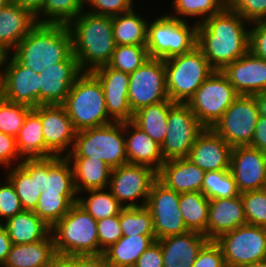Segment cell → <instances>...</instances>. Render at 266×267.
<instances>
[{
    "label": "cell",
    "mask_w": 266,
    "mask_h": 267,
    "mask_svg": "<svg viewBox=\"0 0 266 267\" xmlns=\"http://www.w3.org/2000/svg\"><path fill=\"white\" fill-rule=\"evenodd\" d=\"M249 26L228 6L197 25V46L214 70L221 71L249 51Z\"/></svg>",
    "instance_id": "6da1fadb"
},
{
    "label": "cell",
    "mask_w": 266,
    "mask_h": 267,
    "mask_svg": "<svg viewBox=\"0 0 266 267\" xmlns=\"http://www.w3.org/2000/svg\"><path fill=\"white\" fill-rule=\"evenodd\" d=\"M56 254L66 267H94L102 258L97 221L78 203L52 228Z\"/></svg>",
    "instance_id": "7a4b0ae2"
},
{
    "label": "cell",
    "mask_w": 266,
    "mask_h": 267,
    "mask_svg": "<svg viewBox=\"0 0 266 267\" xmlns=\"http://www.w3.org/2000/svg\"><path fill=\"white\" fill-rule=\"evenodd\" d=\"M82 11L67 27L72 38V49L82 72L107 65L115 50L112 17Z\"/></svg>",
    "instance_id": "3957f363"
},
{
    "label": "cell",
    "mask_w": 266,
    "mask_h": 267,
    "mask_svg": "<svg viewBox=\"0 0 266 267\" xmlns=\"http://www.w3.org/2000/svg\"><path fill=\"white\" fill-rule=\"evenodd\" d=\"M11 53L22 67L40 73L73 53L70 31L63 24L37 23Z\"/></svg>",
    "instance_id": "277c9868"
},
{
    "label": "cell",
    "mask_w": 266,
    "mask_h": 267,
    "mask_svg": "<svg viewBox=\"0 0 266 267\" xmlns=\"http://www.w3.org/2000/svg\"><path fill=\"white\" fill-rule=\"evenodd\" d=\"M62 106L77 131L114 122L108 115L103 88L91 72H82L75 79Z\"/></svg>",
    "instance_id": "5b68a950"
},
{
    "label": "cell",
    "mask_w": 266,
    "mask_h": 267,
    "mask_svg": "<svg viewBox=\"0 0 266 267\" xmlns=\"http://www.w3.org/2000/svg\"><path fill=\"white\" fill-rule=\"evenodd\" d=\"M95 158L112 169L128 163L124 122L79 130L66 158Z\"/></svg>",
    "instance_id": "8992f818"
},
{
    "label": "cell",
    "mask_w": 266,
    "mask_h": 267,
    "mask_svg": "<svg viewBox=\"0 0 266 267\" xmlns=\"http://www.w3.org/2000/svg\"><path fill=\"white\" fill-rule=\"evenodd\" d=\"M150 21L146 43L150 58L166 60L197 46V24L189 19L183 21L165 13Z\"/></svg>",
    "instance_id": "52a82bcc"
},
{
    "label": "cell",
    "mask_w": 266,
    "mask_h": 267,
    "mask_svg": "<svg viewBox=\"0 0 266 267\" xmlns=\"http://www.w3.org/2000/svg\"><path fill=\"white\" fill-rule=\"evenodd\" d=\"M164 64L168 98L174 103L187 104L214 71L198 46L164 60Z\"/></svg>",
    "instance_id": "ba28073f"
},
{
    "label": "cell",
    "mask_w": 266,
    "mask_h": 267,
    "mask_svg": "<svg viewBox=\"0 0 266 267\" xmlns=\"http://www.w3.org/2000/svg\"><path fill=\"white\" fill-rule=\"evenodd\" d=\"M239 96L222 71L214 70L187 102L204 128H213Z\"/></svg>",
    "instance_id": "9c48e42d"
},
{
    "label": "cell",
    "mask_w": 266,
    "mask_h": 267,
    "mask_svg": "<svg viewBox=\"0 0 266 267\" xmlns=\"http://www.w3.org/2000/svg\"><path fill=\"white\" fill-rule=\"evenodd\" d=\"M226 267H242L266 259V227L245 224L215 240Z\"/></svg>",
    "instance_id": "30bf717a"
},
{
    "label": "cell",
    "mask_w": 266,
    "mask_h": 267,
    "mask_svg": "<svg viewBox=\"0 0 266 267\" xmlns=\"http://www.w3.org/2000/svg\"><path fill=\"white\" fill-rule=\"evenodd\" d=\"M156 178L157 172L152 168L127 163L112 169L107 189L124 208L142 207L146 206L151 185Z\"/></svg>",
    "instance_id": "8fae6325"
},
{
    "label": "cell",
    "mask_w": 266,
    "mask_h": 267,
    "mask_svg": "<svg viewBox=\"0 0 266 267\" xmlns=\"http://www.w3.org/2000/svg\"><path fill=\"white\" fill-rule=\"evenodd\" d=\"M205 128L187 104L176 103L168 113L167 133L161 145L164 161L186 158Z\"/></svg>",
    "instance_id": "7c38bea8"
},
{
    "label": "cell",
    "mask_w": 266,
    "mask_h": 267,
    "mask_svg": "<svg viewBox=\"0 0 266 267\" xmlns=\"http://www.w3.org/2000/svg\"><path fill=\"white\" fill-rule=\"evenodd\" d=\"M258 107L253 95H239L212 128L232 148L251 145Z\"/></svg>",
    "instance_id": "4fadbf2b"
},
{
    "label": "cell",
    "mask_w": 266,
    "mask_h": 267,
    "mask_svg": "<svg viewBox=\"0 0 266 267\" xmlns=\"http://www.w3.org/2000/svg\"><path fill=\"white\" fill-rule=\"evenodd\" d=\"M168 99L164 60L149 58L129 74L128 102L133 113Z\"/></svg>",
    "instance_id": "5bb4252c"
},
{
    "label": "cell",
    "mask_w": 266,
    "mask_h": 267,
    "mask_svg": "<svg viewBox=\"0 0 266 267\" xmlns=\"http://www.w3.org/2000/svg\"><path fill=\"white\" fill-rule=\"evenodd\" d=\"M180 193L167 187L158 178L150 188L146 203L152 215L156 240L189 231L179 209Z\"/></svg>",
    "instance_id": "9a60e30c"
},
{
    "label": "cell",
    "mask_w": 266,
    "mask_h": 267,
    "mask_svg": "<svg viewBox=\"0 0 266 267\" xmlns=\"http://www.w3.org/2000/svg\"><path fill=\"white\" fill-rule=\"evenodd\" d=\"M33 110L40 116L45 146L55 155L66 157L72 150L77 130L62 105H39Z\"/></svg>",
    "instance_id": "2e32d148"
},
{
    "label": "cell",
    "mask_w": 266,
    "mask_h": 267,
    "mask_svg": "<svg viewBox=\"0 0 266 267\" xmlns=\"http://www.w3.org/2000/svg\"><path fill=\"white\" fill-rule=\"evenodd\" d=\"M2 97L35 108L40 105V75L22 67L10 54L2 75Z\"/></svg>",
    "instance_id": "e0dca14e"
},
{
    "label": "cell",
    "mask_w": 266,
    "mask_h": 267,
    "mask_svg": "<svg viewBox=\"0 0 266 267\" xmlns=\"http://www.w3.org/2000/svg\"><path fill=\"white\" fill-rule=\"evenodd\" d=\"M229 170L240 193L266 188V153L257 148L233 147Z\"/></svg>",
    "instance_id": "ac0fdd59"
},
{
    "label": "cell",
    "mask_w": 266,
    "mask_h": 267,
    "mask_svg": "<svg viewBox=\"0 0 266 267\" xmlns=\"http://www.w3.org/2000/svg\"><path fill=\"white\" fill-rule=\"evenodd\" d=\"M91 73L103 88L109 117L114 122L131 121L133 112L128 102L129 74L108 65L100 66Z\"/></svg>",
    "instance_id": "d6986e66"
},
{
    "label": "cell",
    "mask_w": 266,
    "mask_h": 267,
    "mask_svg": "<svg viewBox=\"0 0 266 267\" xmlns=\"http://www.w3.org/2000/svg\"><path fill=\"white\" fill-rule=\"evenodd\" d=\"M81 73L73 53L65 61L46 67L39 73L40 105H62Z\"/></svg>",
    "instance_id": "ffe728a7"
},
{
    "label": "cell",
    "mask_w": 266,
    "mask_h": 267,
    "mask_svg": "<svg viewBox=\"0 0 266 267\" xmlns=\"http://www.w3.org/2000/svg\"><path fill=\"white\" fill-rule=\"evenodd\" d=\"M221 71L239 95H254L266 90V60L251 51Z\"/></svg>",
    "instance_id": "44dd1931"
},
{
    "label": "cell",
    "mask_w": 266,
    "mask_h": 267,
    "mask_svg": "<svg viewBox=\"0 0 266 267\" xmlns=\"http://www.w3.org/2000/svg\"><path fill=\"white\" fill-rule=\"evenodd\" d=\"M232 147L213 129L205 128L196 138L188 159L206 171L229 170Z\"/></svg>",
    "instance_id": "7402d4cb"
},
{
    "label": "cell",
    "mask_w": 266,
    "mask_h": 267,
    "mask_svg": "<svg viewBox=\"0 0 266 267\" xmlns=\"http://www.w3.org/2000/svg\"><path fill=\"white\" fill-rule=\"evenodd\" d=\"M247 224L241 193L225 199H211L209 202L207 238L216 240L221 235Z\"/></svg>",
    "instance_id": "603a6c76"
},
{
    "label": "cell",
    "mask_w": 266,
    "mask_h": 267,
    "mask_svg": "<svg viewBox=\"0 0 266 267\" xmlns=\"http://www.w3.org/2000/svg\"><path fill=\"white\" fill-rule=\"evenodd\" d=\"M208 240L204 234L195 231L157 240L161 245L163 267H192Z\"/></svg>",
    "instance_id": "cb8c5ba5"
},
{
    "label": "cell",
    "mask_w": 266,
    "mask_h": 267,
    "mask_svg": "<svg viewBox=\"0 0 266 267\" xmlns=\"http://www.w3.org/2000/svg\"><path fill=\"white\" fill-rule=\"evenodd\" d=\"M2 267H66L56 254L54 239L28 244H13Z\"/></svg>",
    "instance_id": "d4e9b609"
},
{
    "label": "cell",
    "mask_w": 266,
    "mask_h": 267,
    "mask_svg": "<svg viewBox=\"0 0 266 267\" xmlns=\"http://www.w3.org/2000/svg\"><path fill=\"white\" fill-rule=\"evenodd\" d=\"M124 134L128 163L145 165L158 172L164 163L161 145L132 121L124 122Z\"/></svg>",
    "instance_id": "484cf974"
},
{
    "label": "cell",
    "mask_w": 266,
    "mask_h": 267,
    "mask_svg": "<svg viewBox=\"0 0 266 267\" xmlns=\"http://www.w3.org/2000/svg\"><path fill=\"white\" fill-rule=\"evenodd\" d=\"M205 171L187 157L164 161L157 178L177 193L201 192Z\"/></svg>",
    "instance_id": "4316f807"
},
{
    "label": "cell",
    "mask_w": 266,
    "mask_h": 267,
    "mask_svg": "<svg viewBox=\"0 0 266 267\" xmlns=\"http://www.w3.org/2000/svg\"><path fill=\"white\" fill-rule=\"evenodd\" d=\"M37 24L35 16L14 2L0 10V46L9 54Z\"/></svg>",
    "instance_id": "83f0119b"
},
{
    "label": "cell",
    "mask_w": 266,
    "mask_h": 267,
    "mask_svg": "<svg viewBox=\"0 0 266 267\" xmlns=\"http://www.w3.org/2000/svg\"><path fill=\"white\" fill-rule=\"evenodd\" d=\"M155 241V235L122 236L104 251L94 267H133L141 254Z\"/></svg>",
    "instance_id": "f1b7e54d"
},
{
    "label": "cell",
    "mask_w": 266,
    "mask_h": 267,
    "mask_svg": "<svg viewBox=\"0 0 266 267\" xmlns=\"http://www.w3.org/2000/svg\"><path fill=\"white\" fill-rule=\"evenodd\" d=\"M73 169L74 186L78 196L89 190L109 186L112 168L95 158H67Z\"/></svg>",
    "instance_id": "f546056e"
},
{
    "label": "cell",
    "mask_w": 266,
    "mask_h": 267,
    "mask_svg": "<svg viewBox=\"0 0 266 267\" xmlns=\"http://www.w3.org/2000/svg\"><path fill=\"white\" fill-rule=\"evenodd\" d=\"M7 170L5 176L13 184L22 208L33 211L41 195L37 184L36 158L23 159L20 164Z\"/></svg>",
    "instance_id": "4dcf8cb0"
},
{
    "label": "cell",
    "mask_w": 266,
    "mask_h": 267,
    "mask_svg": "<svg viewBox=\"0 0 266 267\" xmlns=\"http://www.w3.org/2000/svg\"><path fill=\"white\" fill-rule=\"evenodd\" d=\"M2 224L13 244L39 242L51 234V227L31 210H23Z\"/></svg>",
    "instance_id": "1f68e13d"
},
{
    "label": "cell",
    "mask_w": 266,
    "mask_h": 267,
    "mask_svg": "<svg viewBox=\"0 0 266 267\" xmlns=\"http://www.w3.org/2000/svg\"><path fill=\"white\" fill-rule=\"evenodd\" d=\"M16 146L22 159L48 158L55 156L46 146L40 116L32 109L18 132Z\"/></svg>",
    "instance_id": "d6a6232c"
},
{
    "label": "cell",
    "mask_w": 266,
    "mask_h": 267,
    "mask_svg": "<svg viewBox=\"0 0 266 267\" xmlns=\"http://www.w3.org/2000/svg\"><path fill=\"white\" fill-rule=\"evenodd\" d=\"M170 99L144 106L133 113L132 122L159 145L165 140L169 110L175 105Z\"/></svg>",
    "instance_id": "836d02e7"
},
{
    "label": "cell",
    "mask_w": 266,
    "mask_h": 267,
    "mask_svg": "<svg viewBox=\"0 0 266 267\" xmlns=\"http://www.w3.org/2000/svg\"><path fill=\"white\" fill-rule=\"evenodd\" d=\"M148 21L136 10L112 17V32L116 45H146Z\"/></svg>",
    "instance_id": "e575fe53"
},
{
    "label": "cell",
    "mask_w": 266,
    "mask_h": 267,
    "mask_svg": "<svg viewBox=\"0 0 266 267\" xmlns=\"http://www.w3.org/2000/svg\"><path fill=\"white\" fill-rule=\"evenodd\" d=\"M210 200L202 192L180 193L179 209L189 231L207 237V223Z\"/></svg>",
    "instance_id": "d590c367"
},
{
    "label": "cell",
    "mask_w": 266,
    "mask_h": 267,
    "mask_svg": "<svg viewBox=\"0 0 266 267\" xmlns=\"http://www.w3.org/2000/svg\"><path fill=\"white\" fill-rule=\"evenodd\" d=\"M77 202L78 194H59V192L41 191L33 212L52 228Z\"/></svg>",
    "instance_id": "8d00e7d4"
},
{
    "label": "cell",
    "mask_w": 266,
    "mask_h": 267,
    "mask_svg": "<svg viewBox=\"0 0 266 267\" xmlns=\"http://www.w3.org/2000/svg\"><path fill=\"white\" fill-rule=\"evenodd\" d=\"M44 191L59 194H77L74 186L73 169L66 157L47 158V176H44Z\"/></svg>",
    "instance_id": "74e56055"
},
{
    "label": "cell",
    "mask_w": 266,
    "mask_h": 267,
    "mask_svg": "<svg viewBox=\"0 0 266 267\" xmlns=\"http://www.w3.org/2000/svg\"><path fill=\"white\" fill-rule=\"evenodd\" d=\"M85 0H45L42 10L35 16L40 24L68 25L85 8Z\"/></svg>",
    "instance_id": "f35d334b"
},
{
    "label": "cell",
    "mask_w": 266,
    "mask_h": 267,
    "mask_svg": "<svg viewBox=\"0 0 266 267\" xmlns=\"http://www.w3.org/2000/svg\"><path fill=\"white\" fill-rule=\"evenodd\" d=\"M170 16L187 21L194 17V23L201 24L208 17L221 12L227 6V0H173ZM195 17L198 18L195 21Z\"/></svg>",
    "instance_id": "ab89813d"
},
{
    "label": "cell",
    "mask_w": 266,
    "mask_h": 267,
    "mask_svg": "<svg viewBox=\"0 0 266 267\" xmlns=\"http://www.w3.org/2000/svg\"><path fill=\"white\" fill-rule=\"evenodd\" d=\"M78 196V204L81 205L96 221L119 215L124 208L107 188L89 190ZM84 193L88 194L86 197Z\"/></svg>",
    "instance_id": "60d3db41"
},
{
    "label": "cell",
    "mask_w": 266,
    "mask_h": 267,
    "mask_svg": "<svg viewBox=\"0 0 266 267\" xmlns=\"http://www.w3.org/2000/svg\"><path fill=\"white\" fill-rule=\"evenodd\" d=\"M201 192L209 199H225L240 195L230 170L206 171Z\"/></svg>",
    "instance_id": "b9f144b4"
},
{
    "label": "cell",
    "mask_w": 266,
    "mask_h": 267,
    "mask_svg": "<svg viewBox=\"0 0 266 267\" xmlns=\"http://www.w3.org/2000/svg\"><path fill=\"white\" fill-rule=\"evenodd\" d=\"M119 221L123 236L155 235L152 215L146 206L123 208Z\"/></svg>",
    "instance_id": "7bdbcfd3"
},
{
    "label": "cell",
    "mask_w": 266,
    "mask_h": 267,
    "mask_svg": "<svg viewBox=\"0 0 266 267\" xmlns=\"http://www.w3.org/2000/svg\"><path fill=\"white\" fill-rule=\"evenodd\" d=\"M149 58L146 45H116L107 65L115 70L130 74L141 67Z\"/></svg>",
    "instance_id": "ee69618b"
},
{
    "label": "cell",
    "mask_w": 266,
    "mask_h": 267,
    "mask_svg": "<svg viewBox=\"0 0 266 267\" xmlns=\"http://www.w3.org/2000/svg\"><path fill=\"white\" fill-rule=\"evenodd\" d=\"M33 108L0 98V132L16 137Z\"/></svg>",
    "instance_id": "f6af8a7d"
},
{
    "label": "cell",
    "mask_w": 266,
    "mask_h": 267,
    "mask_svg": "<svg viewBox=\"0 0 266 267\" xmlns=\"http://www.w3.org/2000/svg\"><path fill=\"white\" fill-rule=\"evenodd\" d=\"M247 224L266 227V188L241 193Z\"/></svg>",
    "instance_id": "bcb514c9"
},
{
    "label": "cell",
    "mask_w": 266,
    "mask_h": 267,
    "mask_svg": "<svg viewBox=\"0 0 266 267\" xmlns=\"http://www.w3.org/2000/svg\"><path fill=\"white\" fill-rule=\"evenodd\" d=\"M227 6L250 24L266 18V0H227Z\"/></svg>",
    "instance_id": "7dc6e473"
},
{
    "label": "cell",
    "mask_w": 266,
    "mask_h": 267,
    "mask_svg": "<svg viewBox=\"0 0 266 267\" xmlns=\"http://www.w3.org/2000/svg\"><path fill=\"white\" fill-rule=\"evenodd\" d=\"M4 180L0 182V223L24 210L13 184L7 177Z\"/></svg>",
    "instance_id": "c3c4849f"
},
{
    "label": "cell",
    "mask_w": 266,
    "mask_h": 267,
    "mask_svg": "<svg viewBox=\"0 0 266 267\" xmlns=\"http://www.w3.org/2000/svg\"><path fill=\"white\" fill-rule=\"evenodd\" d=\"M99 248L104 252L122 236L119 215L106 217L97 221Z\"/></svg>",
    "instance_id": "681fc988"
},
{
    "label": "cell",
    "mask_w": 266,
    "mask_h": 267,
    "mask_svg": "<svg viewBox=\"0 0 266 267\" xmlns=\"http://www.w3.org/2000/svg\"><path fill=\"white\" fill-rule=\"evenodd\" d=\"M133 1L134 0H85L84 6H91L87 12L113 17L135 8V3Z\"/></svg>",
    "instance_id": "f907efd6"
},
{
    "label": "cell",
    "mask_w": 266,
    "mask_h": 267,
    "mask_svg": "<svg viewBox=\"0 0 266 267\" xmlns=\"http://www.w3.org/2000/svg\"><path fill=\"white\" fill-rule=\"evenodd\" d=\"M192 267H226L219 244L215 240H208L198 252Z\"/></svg>",
    "instance_id": "816d5d0a"
},
{
    "label": "cell",
    "mask_w": 266,
    "mask_h": 267,
    "mask_svg": "<svg viewBox=\"0 0 266 267\" xmlns=\"http://www.w3.org/2000/svg\"><path fill=\"white\" fill-rule=\"evenodd\" d=\"M22 161L23 159L18 153L15 137L0 132V166L8 169L13 164L15 166Z\"/></svg>",
    "instance_id": "f5cc1de1"
},
{
    "label": "cell",
    "mask_w": 266,
    "mask_h": 267,
    "mask_svg": "<svg viewBox=\"0 0 266 267\" xmlns=\"http://www.w3.org/2000/svg\"><path fill=\"white\" fill-rule=\"evenodd\" d=\"M250 26L249 51L266 60V22H254Z\"/></svg>",
    "instance_id": "db71d44e"
},
{
    "label": "cell",
    "mask_w": 266,
    "mask_h": 267,
    "mask_svg": "<svg viewBox=\"0 0 266 267\" xmlns=\"http://www.w3.org/2000/svg\"><path fill=\"white\" fill-rule=\"evenodd\" d=\"M133 267H163V256L160 243L153 242L138 258Z\"/></svg>",
    "instance_id": "11a10c76"
},
{
    "label": "cell",
    "mask_w": 266,
    "mask_h": 267,
    "mask_svg": "<svg viewBox=\"0 0 266 267\" xmlns=\"http://www.w3.org/2000/svg\"><path fill=\"white\" fill-rule=\"evenodd\" d=\"M250 146L266 153V117L259 115Z\"/></svg>",
    "instance_id": "9f6ffc18"
},
{
    "label": "cell",
    "mask_w": 266,
    "mask_h": 267,
    "mask_svg": "<svg viewBox=\"0 0 266 267\" xmlns=\"http://www.w3.org/2000/svg\"><path fill=\"white\" fill-rule=\"evenodd\" d=\"M12 245L13 243L7 233L5 226L0 223V267H2L6 262Z\"/></svg>",
    "instance_id": "6f0895ef"
},
{
    "label": "cell",
    "mask_w": 266,
    "mask_h": 267,
    "mask_svg": "<svg viewBox=\"0 0 266 267\" xmlns=\"http://www.w3.org/2000/svg\"><path fill=\"white\" fill-rule=\"evenodd\" d=\"M20 7L28 9L34 16H36L43 8L45 0H11Z\"/></svg>",
    "instance_id": "680465c9"
},
{
    "label": "cell",
    "mask_w": 266,
    "mask_h": 267,
    "mask_svg": "<svg viewBox=\"0 0 266 267\" xmlns=\"http://www.w3.org/2000/svg\"><path fill=\"white\" fill-rule=\"evenodd\" d=\"M37 184L40 191H44V176H47V158H36Z\"/></svg>",
    "instance_id": "91938a15"
},
{
    "label": "cell",
    "mask_w": 266,
    "mask_h": 267,
    "mask_svg": "<svg viewBox=\"0 0 266 267\" xmlns=\"http://www.w3.org/2000/svg\"><path fill=\"white\" fill-rule=\"evenodd\" d=\"M260 116L266 117V90L253 95Z\"/></svg>",
    "instance_id": "94428289"
},
{
    "label": "cell",
    "mask_w": 266,
    "mask_h": 267,
    "mask_svg": "<svg viewBox=\"0 0 266 267\" xmlns=\"http://www.w3.org/2000/svg\"><path fill=\"white\" fill-rule=\"evenodd\" d=\"M9 55L8 52H6L1 46H0V73H3L4 71V65L7 56Z\"/></svg>",
    "instance_id": "6125c7cd"
},
{
    "label": "cell",
    "mask_w": 266,
    "mask_h": 267,
    "mask_svg": "<svg viewBox=\"0 0 266 267\" xmlns=\"http://www.w3.org/2000/svg\"><path fill=\"white\" fill-rule=\"evenodd\" d=\"M242 267H266V259L261 260V261H256L250 264H246Z\"/></svg>",
    "instance_id": "be15d7a7"
},
{
    "label": "cell",
    "mask_w": 266,
    "mask_h": 267,
    "mask_svg": "<svg viewBox=\"0 0 266 267\" xmlns=\"http://www.w3.org/2000/svg\"><path fill=\"white\" fill-rule=\"evenodd\" d=\"M11 0H0V10L5 7Z\"/></svg>",
    "instance_id": "e7e4bbea"
},
{
    "label": "cell",
    "mask_w": 266,
    "mask_h": 267,
    "mask_svg": "<svg viewBox=\"0 0 266 267\" xmlns=\"http://www.w3.org/2000/svg\"><path fill=\"white\" fill-rule=\"evenodd\" d=\"M2 75L3 73H0V98L2 97Z\"/></svg>",
    "instance_id": "03108f58"
}]
</instances>
